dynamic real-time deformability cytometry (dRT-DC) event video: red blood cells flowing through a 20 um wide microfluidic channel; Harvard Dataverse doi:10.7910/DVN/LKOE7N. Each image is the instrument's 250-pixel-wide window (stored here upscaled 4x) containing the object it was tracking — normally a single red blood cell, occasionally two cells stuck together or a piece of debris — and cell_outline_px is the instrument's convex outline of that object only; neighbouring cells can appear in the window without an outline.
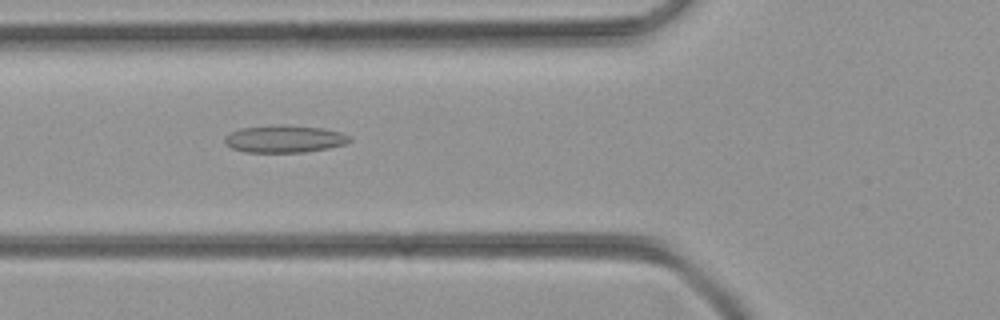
{"species": "common noctule bat (a hibernating species)", "species_latin": "Nyctalus noctula", "temperature_condition": "room temperature", "stored_images_in_passage": 48, "camera_frame_rate_fps": 3000, "um_per_image_px": 0.085, "animal": {"sex": "female", "body_mass_g": 21.9}, "frame": {"image": 1, "passage_image": 18, "time_ms": 5.667, "image_size_px": [1000, 320], "cell_outline_px": [[352, 140], [344, 144], [328, 148], [304, 152], [244, 152], [232, 148], [224, 144], [224, 136], [240, 128], [280, 124], [284, 124], [324, 128], [340, 132], [352, 136]], "centroid_in_image_um": [24.18, 11.8], "position_along_channel_um": 101.6, "area_um2": 20.11}}
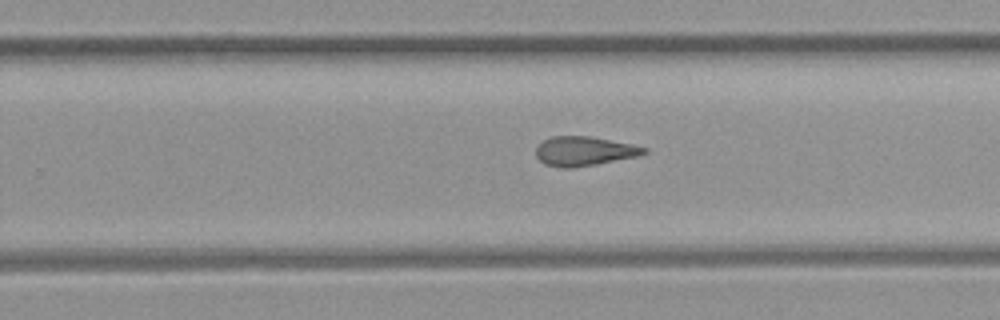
{"frame": {"image": 2, "passage_image": 31, "time_ms": 10.0, "image_size_px": [1000, 320], "cell_outline_px": [[648, 152], [640, 156], [596, 164], [572, 168], [564, 168], [544, 164], [536, 156], [536, 148], [544, 140], [552, 136], [592, 136], [632, 144], [648, 148]], "centroid_in_image_um": [49.69, 12.84], "position_along_channel_um": 280.1, "area_um2": 18.55}}
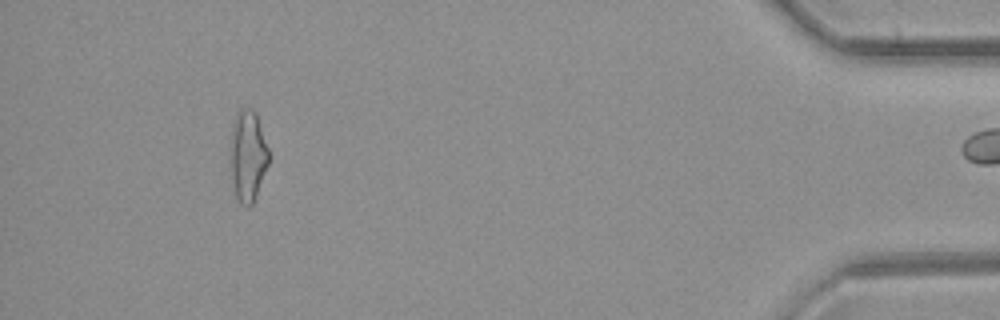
{"frame": {"image": 3, "passage_image": 46, "time_ms": 15.0, "image_size_px": [1000, 320], "cell_outline_px": [[268, 164], [256, 196], [252, 204], [248, 208], [240, 204], [236, 196], [232, 184], [232, 132], [236, 116], [244, 108], [252, 108], [256, 112], [268, 148]], "centroid_in_image_um": [21.09, 13.29], "position_along_channel_um": 414.1, "area_um2": 19.77}}